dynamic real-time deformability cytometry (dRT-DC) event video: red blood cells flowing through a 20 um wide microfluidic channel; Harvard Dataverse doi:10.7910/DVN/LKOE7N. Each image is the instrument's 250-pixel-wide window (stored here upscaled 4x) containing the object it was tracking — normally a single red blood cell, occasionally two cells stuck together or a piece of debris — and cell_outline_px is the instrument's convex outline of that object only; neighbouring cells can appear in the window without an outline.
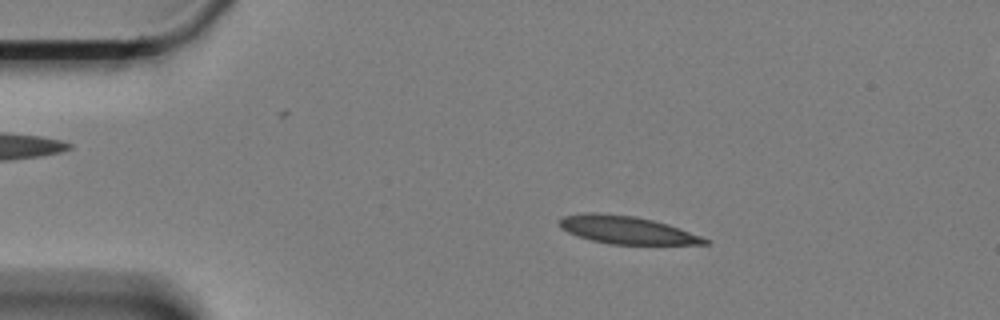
{"species": "Egyptian fruit bat (a non-hibernating species)", "species_latin": "Rousettus aegyptiacus", "temperature_condition": "cold", "stored_images_in_passage": 59, "camera_frame_rate_fps": 3000, "um_per_image_px": 0.085, "animal": {"sex": "female"}, "frame": {"image": 1, "passage_image": 10, "time_ms": 3.0, "image_size_px": [1000, 320], "cell_outline_px": [[708, 244], [608, 244], [576, 236], [560, 228], [560, 220], [564, 216], [584, 212], [596, 212], [636, 216], [668, 224], [700, 236], [708, 240]], "centroid_in_image_um": [53.22, 19.54], "position_along_channel_um": 31.8, "area_um2": 23.35}}
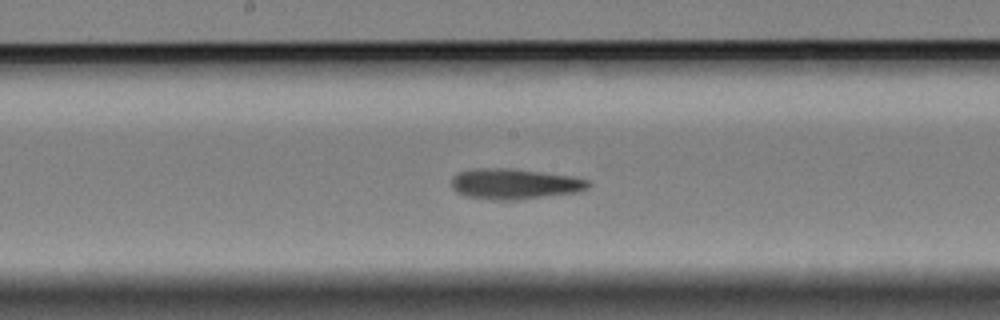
{"frame": {"image": 2, "passage_image": 30, "time_ms": 9.667, "image_size_px": [1000, 320], "cell_outline_px": [[592, 184], [588, 188], [580, 192], [520, 200], [492, 200], [464, 196], [456, 192], [452, 188], [452, 176], [460, 172], [476, 168], [512, 168], [576, 176], [588, 180]], "centroid_in_image_um": [43.78, 15.64], "position_along_channel_um": 204.4, "area_um2": 24.91}}
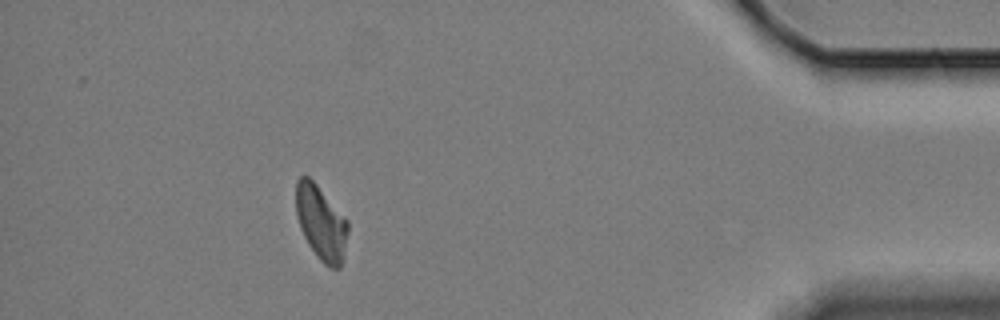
{"frame": {"image": 3, "passage_image": 53, "time_ms": 17.333, "image_size_px": [1000, 320], "cell_outline_px": [[348, 232], [344, 256], [340, 268], [328, 268], [316, 256], [308, 244], [300, 228], [296, 216], [296, 180], [300, 176], [308, 176], [316, 184], [348, 220]], "centroid_in_image_um": [27.29, 18.96], "position_along_channel_um": 407.9, "area_um2": 22.66}, "authors_computed_cell_mechanics": {"area_um2": 23.4668, "velocity_mm_per_s": 3.3055, "shape_relaxation_time_tau1_ms": 11.1964, "shape_relaxation_time_tau2_ms": 4.8668, "deformation_change_tau1": 0.2186, "deformation_change_tau2": 0.1144}}